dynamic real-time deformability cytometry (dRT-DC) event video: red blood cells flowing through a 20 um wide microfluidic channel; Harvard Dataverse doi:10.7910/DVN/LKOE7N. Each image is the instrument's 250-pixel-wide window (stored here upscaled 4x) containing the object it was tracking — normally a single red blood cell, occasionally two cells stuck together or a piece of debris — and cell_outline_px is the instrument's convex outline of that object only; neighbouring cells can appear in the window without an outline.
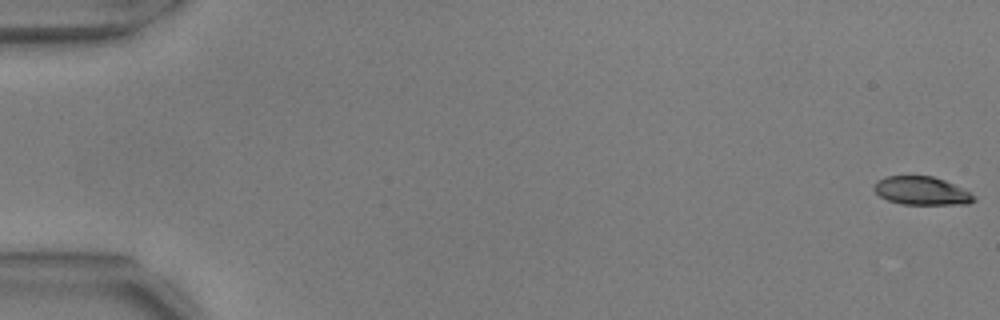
{"species": "common noctule bat (a hibernating species)", "species_latin": "Nyctalus noctula", "temperature_condition": "warm", "stored_images_in_passage": 16, "camera_frame_rate_fps": 3000, "um_per_image_px": 0.085, "animal": {"sex": "male", "body_mass_g": 17.9, "forearm_length_mm": 54.2}, "frame": {"image": 1, "passage_image": 1, "time_ms": 0.0, "image_size_px": [1000, 320], "cell_outline_px": [[976, 200], [968, 204], [900, 204], [888, 200], [880, 196], [872, 188], [876, 180], [884, 176], [932, 176], [944, 180], [976, 196]], "centroid_in_image_um": [78.29, 16.22], "position_along_channel_um": 6.7, "area_um2": 16.42}}
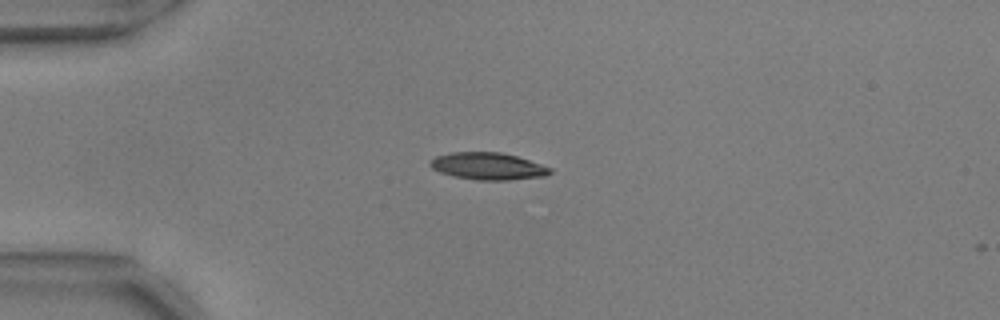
{"frame": {"image": 2, "passage_image": 15, "time_ms": 4.667, "image_size_px": [1000, 320], "cell_outline_px": [[552, 172], [548, 176], [508, 180], [476, 180], [452, 176], [440, 172], [432, 168], [428, 164], [436, 156], [452, 152], [500, 152], [516, 156], [552, 168]], "centroid_in_image_um": [41.48, 14.13], "position_along_channel_um": 43.5, "area_um2": 18.96}}